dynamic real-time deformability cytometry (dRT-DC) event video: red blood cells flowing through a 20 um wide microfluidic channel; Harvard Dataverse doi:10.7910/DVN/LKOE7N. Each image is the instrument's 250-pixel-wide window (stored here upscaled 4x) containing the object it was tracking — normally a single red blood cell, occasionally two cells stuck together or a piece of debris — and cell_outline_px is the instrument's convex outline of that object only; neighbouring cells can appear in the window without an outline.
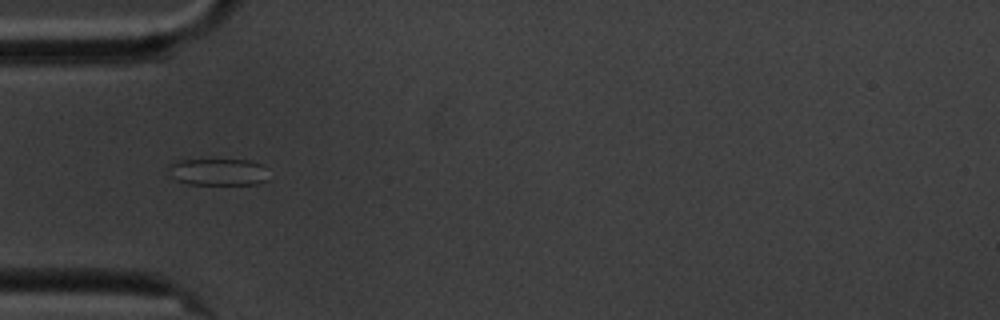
{"species": "common noctule bat (a hibernating species)", "species_latin": "Nyctalus noctula", "temperature_condition": "cold", "stored_images_in_passage": 3, "camera_frame_rate_fps": 3000, "um_per_image_px": 0.085, "animal": {"sex": "male", "body_mass_g": 20.1, "forearm_length_mm": 53.5}, "frame": {"image": 1, "passage_image": 2, "time_ms": 1.333, "image_size_px": [1000, 320], "cell_outline_px": [[268, 180], [256, 184], [188, 184], [176, 180], [172, 176], [168, 168], [172, 164], [180, 160], [252, 160], [264, 164]], "centroid_in_image_um": [18.6, 14.62], "position_along_channel_um": 66.4, "area_um2": 15.66}}
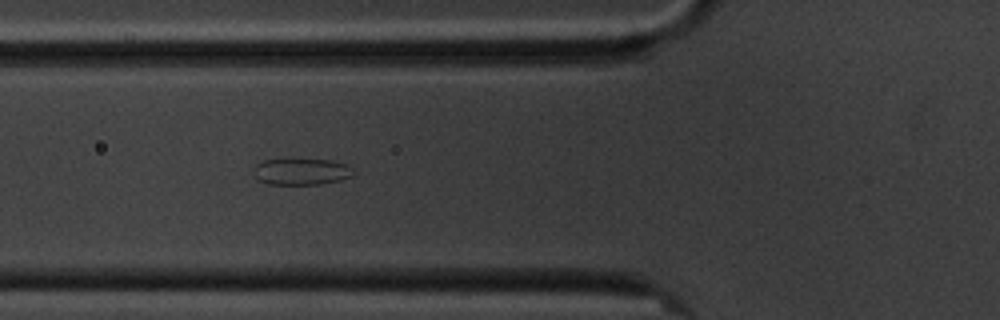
{"frame": {"image": 2, "passage_image": 3, "time_ms": 2.333, "image_size_px": [1000, 320], "cell_outline_px": [[356, 172], [352, 176], [340, 180], [320, 184], [268, 184], [260, 180], [252, 172], [252, 168], [256, 164], [264, 160], [332, 160], [348, 164], [356, 168]], "centroid_in_image_um": [25.68, 14.59], "position_along_channel_um": 100.1, "area_um2": 15.49}}